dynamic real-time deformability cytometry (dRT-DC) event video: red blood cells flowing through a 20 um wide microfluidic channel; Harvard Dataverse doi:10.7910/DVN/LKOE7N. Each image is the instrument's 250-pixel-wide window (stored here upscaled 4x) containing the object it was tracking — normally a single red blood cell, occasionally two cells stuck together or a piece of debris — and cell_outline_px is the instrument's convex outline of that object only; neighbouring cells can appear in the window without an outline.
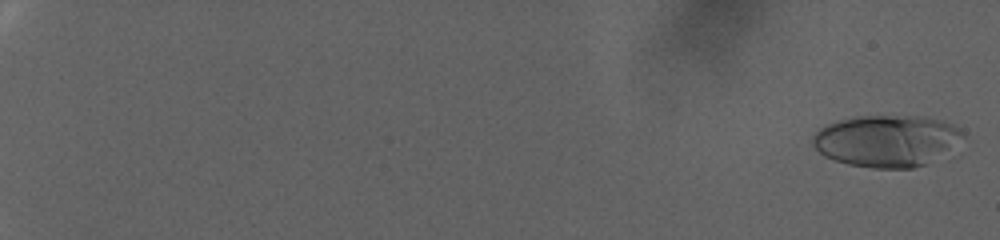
{"species": "human", "species_latin": "Homo sapiens", "temperature_condition": "warm", "stored_images_in_passage": 89, "camera_frame_rate_fps": 3000, "um_per_image_px": 0.085, "donor": {"sex": "female"}, "frame": {"image": 1, "passage_image": 3, "time_ms": 0.667, "image_size_px": [1000, 240], "cell_outline_px": [[964, 136], [924, 164], [912, 168], [872, 168], [848, 164], [824, 156], [812, 144], [812, 136], [820, 128], [828, 124], [840, 120], [856, 116], [924, 116], [944, 120], [960, 128]], "centroid_in_image_um": [75.3, 11.94], "position_along_channel_um": 9.7, "area_um2": 44.51}}
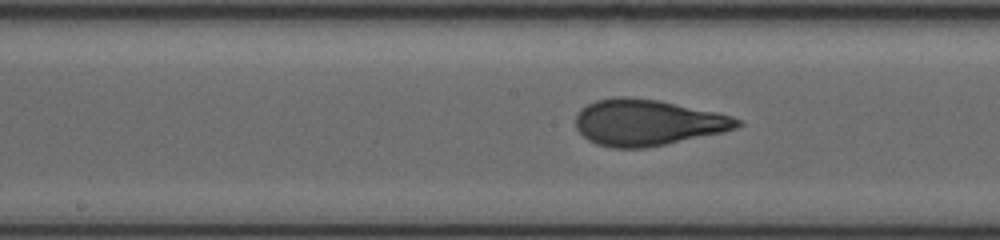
{"frame": {"image": 2, "passage_image": 54, "time_ms": 17.667, "image_size_px": [1000, 240], "cell_outline_px": [[744, 124], [736, 128], [724, 132], [644, 148], [612, 148], [596, 144], [588, 140], [576, 128], [576, 116], [588, 104], [596, 100], [616, 96], [628, 96], [660, 100], [716, 112], [732, 116], [740, 120]], "centroid_in_image_um": [55.05, 10.41], "position_along_channel_um": 193.2, "area_um2": 43.41}}
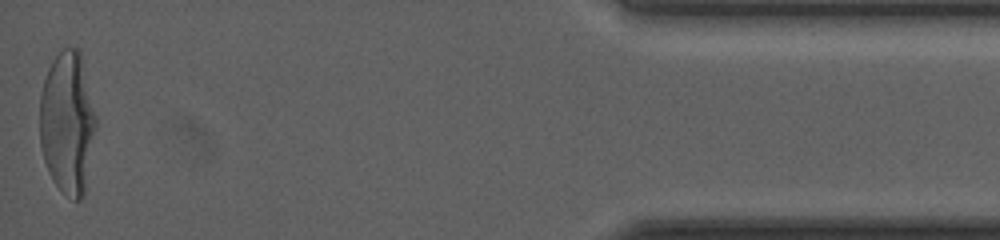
{"frame": {"image": 3, "passage_image": 89, "time_ms": 29.333, "image_size_px": [1000, 240], "cell_outline_px": [[96, 124], [84, 196], [80, 200], [72, 200], [60, 192], [52, 180], [48, 172], [44, 160], [40, 144], [40, 96], [44, 80], [48, 68], [52, 60], [64, 48], [80, 48], [96, 116]], "centroid_in_image_um": [5.73, 10.46], "position_along_channel_um": 429.5, "area_um2": 46.93}, "authors_computed_cell_mechanics": {"area_um2": 42.2518, "velocity_mm_per_s": 2.5566, "shape_relaxation_time_tau1_ms": 8.9904, "shape_relaxation_time_tau2_ms": null, "deformation_change_tau1": 0.2976, "deformation_change_tau2": null}}